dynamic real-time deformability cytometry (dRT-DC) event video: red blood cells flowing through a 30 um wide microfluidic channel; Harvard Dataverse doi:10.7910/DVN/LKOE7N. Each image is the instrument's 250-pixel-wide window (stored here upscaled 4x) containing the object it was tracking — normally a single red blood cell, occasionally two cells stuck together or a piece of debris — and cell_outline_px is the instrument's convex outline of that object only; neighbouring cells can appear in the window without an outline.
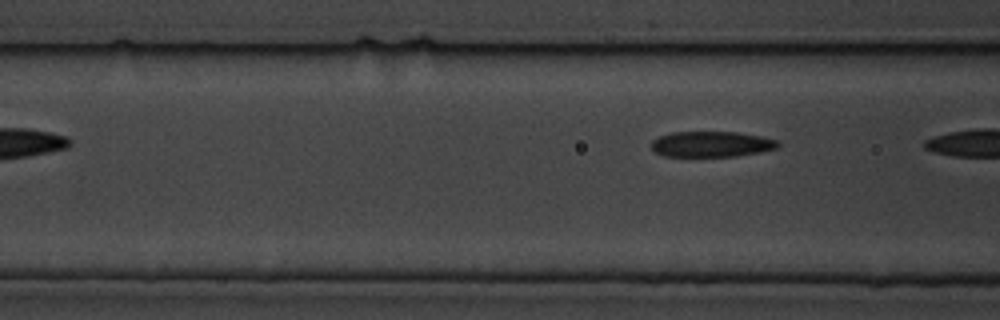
{"species": "common noctule bat (a hibernating species)", "species_latin": "Nyctalus noctula", "temperature_condition": "cold", "stored_images_in_passage": 6, "camera_frame_rate_fps": 3000, "um_per_image_px": 0.085, "animal": {"sex": "male", "body_mass_g": 19.5, "forearm_length_mm": 54.6}, "frame": {"image": 1, "passage_image": 6, "time_ms": 6.333, "image_size_px": [1000, 320], "cell_outline_px": [[780, 144], [776, 148], [760, 152], [736, 156], [664, 156], [656, 152], [652, 148], [652, 140], [660, 136], [672, 132], [736, 132], [760, 136], [780, 140]], "centroid_in_image_um": [60.5, 12.25], "position_along_channel_um": 106.1, "area_um2": 18.84}}